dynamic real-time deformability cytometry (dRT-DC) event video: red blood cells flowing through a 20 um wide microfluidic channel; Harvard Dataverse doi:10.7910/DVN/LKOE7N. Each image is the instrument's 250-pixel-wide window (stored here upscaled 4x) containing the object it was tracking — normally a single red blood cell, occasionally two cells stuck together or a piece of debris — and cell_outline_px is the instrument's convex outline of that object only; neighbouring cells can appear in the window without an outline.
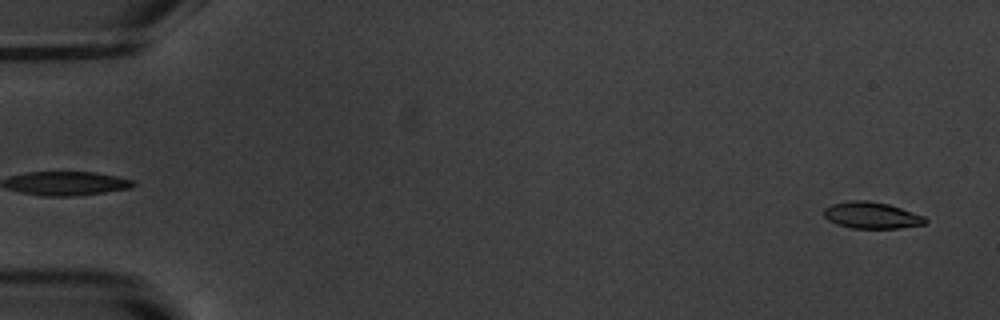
{"species": "common noctule bat (a hibernating species)", "species_latin": "Nyctalus noctula", "temperature_condition": "warm", "stored_images_in_passage": 53, "camera_frame_rate_fps": 3000, "um_per_image_px": 0.085, "animal": {"sex": "male", "body_mass_g": 20.1, "forearm_length_mm": 53.5}, "frame": {"image": 1, "passage_image": 2, "time_ms": 0.333, "image_size_px": [1000, 320], "cell_outline_px": [[928, 220], [924, 224], [900, 228], [852, 228], [836, 224], [828, 220], [824, 216], [824, 208], [832, 204], [848, 200], [868, 200], [888, 204], [924, 216]], "centroid_in_image_um": [74.06, 18.29], "position_along_channel_um": 10.9, "area_um2": 15.66}}
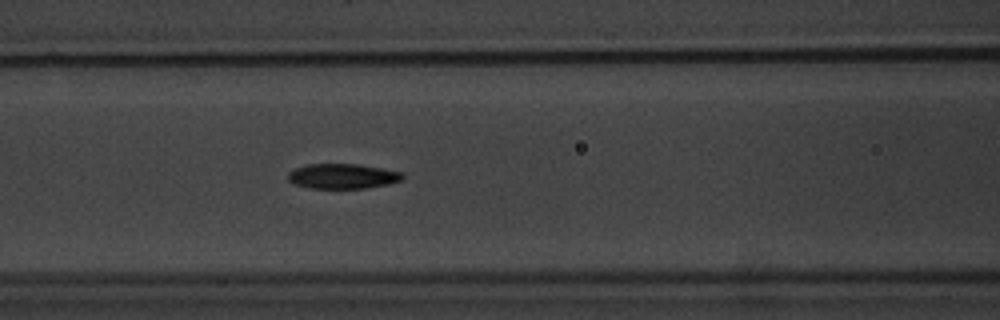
{"frame": {"image": 2, "passage_image": 23, "time_ms": 7.333, "image_size_px": [1000, 320], "cell_outline_px": [[404, 180], [388, 184], [364, 188], [312, 188], [296, 184], [288, 180], [288, 172], [296, 168], [308, 164], [356, 164], [384, 168], [404, 172]], "centroid_in_image_um": [29.18, 14.97], "position_along_channel_um": 137.4, "area_um2": 16.7}}
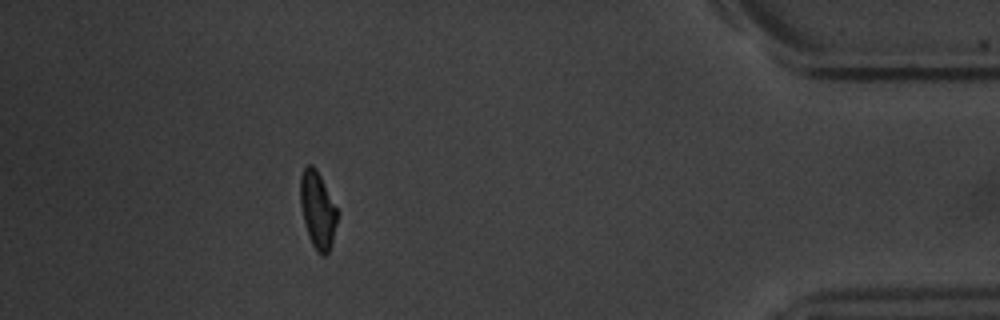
{"frame": {"image": 3, "passage_image": 48, "time_ms": 15.667, "image_size_px": [1000, 320], "cell_outline_px": [[340, 212], [332, 244], [328, 252], [324, 256], [320, 256], [316, 252], [312, 244], [304, 220], [300, 204], [300, 176], [304, 168], [308, 164], [312, 164], [316, 168]], "centroid_in_image_um": [27.03, 17.85], "position_along_channel_um": 408.2, "area_um2": 16.88}, "authors_computed_cell_mechanics": {"area_um2": 16.7042, "velocity_mm_per_s": 3.8146, "shape_relaxation_time_tau1_ms": 2.5596, "shape_relaxation_time_tau2_ms": 4.4664, "deformation_change_tau1": 0.1448, "deformation_change_tau2": 0.0912}}